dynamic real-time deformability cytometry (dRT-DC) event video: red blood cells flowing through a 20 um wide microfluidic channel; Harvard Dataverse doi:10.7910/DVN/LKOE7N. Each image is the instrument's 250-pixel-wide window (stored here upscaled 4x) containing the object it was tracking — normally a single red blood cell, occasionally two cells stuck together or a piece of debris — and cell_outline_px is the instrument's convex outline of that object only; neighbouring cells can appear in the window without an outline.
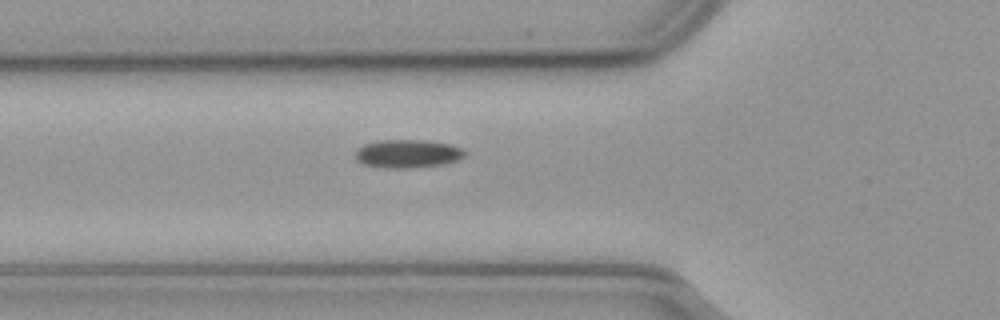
{"species": "common noctule bat (a hibernating species)", "species_latin": "Nyctalus noctula", "temperature_condition": "cold", "stored_images_in_passage": 35, "camera_frame_rate_fps": 3000, "um_per_image_px": 0.085, "animal": {"sex": "male", "body_mass_g": 23.1, "forearm_length_mm": 52.7}, "frame": {"image": 1, "passage_image": 2, "time_ms": 0.333, "image_size_px": [1000, 320], "cell_outline_px": [[464, 156], [456, 160], [440, 164], [408, 168], [388, 168], [364, 164], [356, 160], [356, 148], [364, 144], [376, 140], [424, 140], [452, 144], [464, 148]], "centroid_in_image_um": [34.62, 13.04], "position_along_channel_um": 91.2, "area_um2": 17.98}}
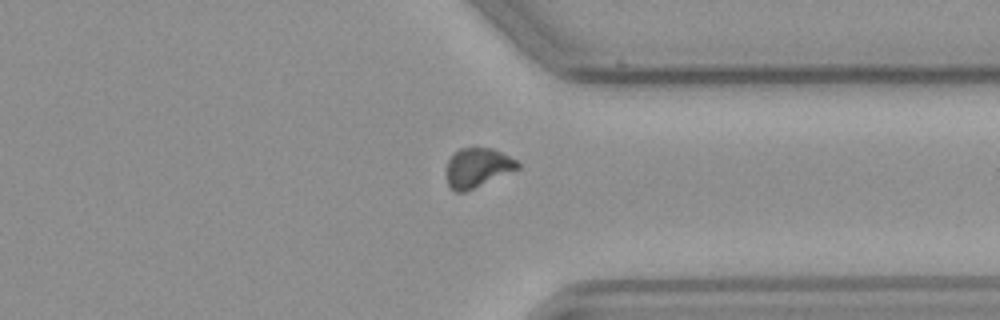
{"frame": {"image": 2, "passage_image": 25, "time_ms": 8.0, "image_size_px": [1000, 320], "cell_outline_px": [[520, 168], [464, 192], [456, 192], [448, 184], [448, 160], [460, 148], [476, 144], [492, 148], [516, 160], [520, 164]], "centroid_in_image_um": [40.61, 14.19], "position_along_channel_um": 370.8, "area_um2": 16.3}}
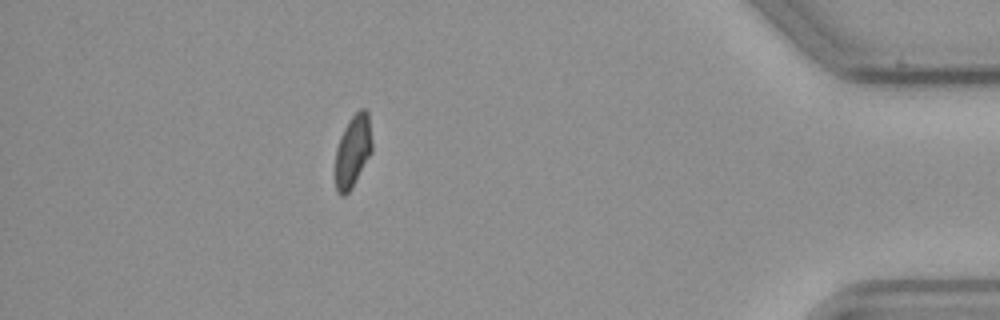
{"frame": {"image": 3, "passage_image": 32, "time_ms": 10.333, "image_size_px": [1000, 320], "cell_outline_px": [[372, 152], [352, 188], [344, 196], [340, 196], [336, 192], [336, 148], [340, 136], [348, 120], [360, 108], [364, 108], [368, 112], [372, 140]], "centroid_in_image_um": [30.0, 12.84], "position_along_channel_um": 405.2, "area_um2": 15.61}}